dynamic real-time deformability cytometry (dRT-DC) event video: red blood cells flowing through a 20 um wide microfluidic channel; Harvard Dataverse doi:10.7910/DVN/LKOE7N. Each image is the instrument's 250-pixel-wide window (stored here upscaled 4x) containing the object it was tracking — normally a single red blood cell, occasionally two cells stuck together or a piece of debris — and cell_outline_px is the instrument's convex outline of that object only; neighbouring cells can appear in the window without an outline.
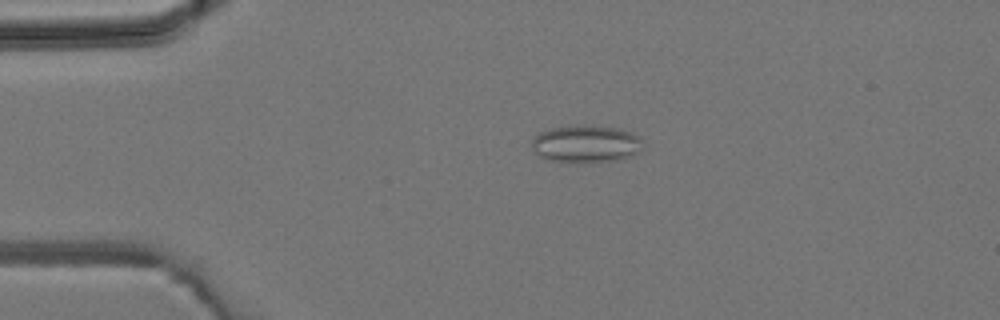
{"species": "common noctule bat (a hibernating species)", "species_latin": "Nyctalus noctula", "temperature_condition": "room temperature", "stored_images_in_passage": 4, "camera_frame_rate_fps": 3000, "um_per_image_px": 0.085, "animal": {"sex": "male", "body_mass_g": 19.2, "forearm_length_mm": 51.8}, "frame": {"image": 1, "passage_image": 3, "time_ms": 2.333, "image_size_px": [1000, 320], "cell_outline_px": [[644, 140], [640, 152], [632, 156], [620, 160], [548, 160], [540, 156], [532, 148], [532, 136], [540, 132], [552, 128], [620, 128], [640, 136]], "centroid_in_image_um": [49.86, 12.24], "position_along_channel_um": 35.1, "area_um2": 23.0}}